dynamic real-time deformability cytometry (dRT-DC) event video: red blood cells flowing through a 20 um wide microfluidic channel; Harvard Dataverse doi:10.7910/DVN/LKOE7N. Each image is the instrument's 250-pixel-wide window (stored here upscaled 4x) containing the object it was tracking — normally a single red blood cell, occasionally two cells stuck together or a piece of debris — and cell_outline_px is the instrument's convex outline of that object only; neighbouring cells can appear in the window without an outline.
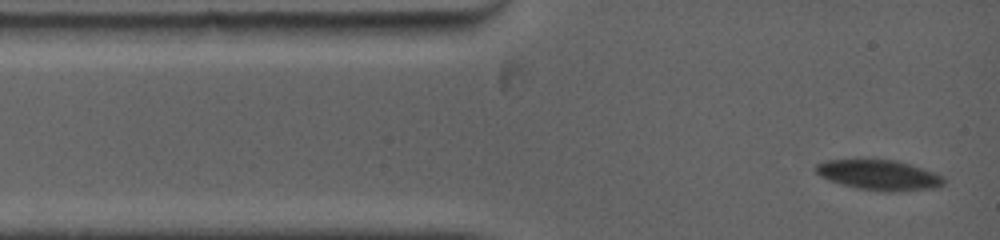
{"species": "common noctule bat (a hibernating species)", "species_latin": "Nyctalus noctula", "temperature_condition": "warm", "stored_images_in_passage": 3, "camera_frame_rate_fps": 5000, "um_per_image_px": 0.085, "animal": {"sex": "female", "body_mass_g": 19.0, "forearm_length_mm": 53.3}, "frame": {"image": 1, "passage_image": 1, "time_ms": 0.0, "image_size_px": [1000, 240], "cell_outline_px": [[948, 180], [944, 184], [936, 188], [892, 192], [884, 192], [856, 188], [840, 184], [828, 180], [820, 176], [816, 172], [816, 164], [824, 160], [896, 160], [944, 176]], "centroid_in_image_um": [74.73, 14.89], "position_along_channel_um": 10.3, "area_um2": 22.54}}
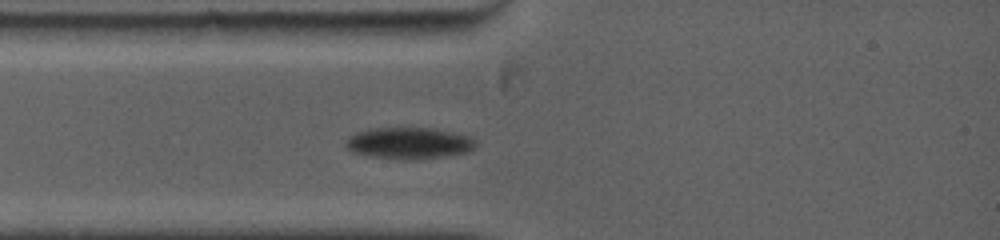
{"frame": {"image": 2, "passage_image": 3, "time_ms": 2.2, "image_size_px": [1000, 240], "cell_outline_px": [[476, 148], [468, 152], [448, 156], [416, 160], [408, 160], [368, 156], [352, 152], [344, 148], [344, 140], [348, 136], [356, 132], [372, 128], [432, 128], [468, 136], [476, 140]], "centroid_in_image_um": [34.72, 12.18], "position_along_channel_um": 50.3, "area_um2": 24.28}}